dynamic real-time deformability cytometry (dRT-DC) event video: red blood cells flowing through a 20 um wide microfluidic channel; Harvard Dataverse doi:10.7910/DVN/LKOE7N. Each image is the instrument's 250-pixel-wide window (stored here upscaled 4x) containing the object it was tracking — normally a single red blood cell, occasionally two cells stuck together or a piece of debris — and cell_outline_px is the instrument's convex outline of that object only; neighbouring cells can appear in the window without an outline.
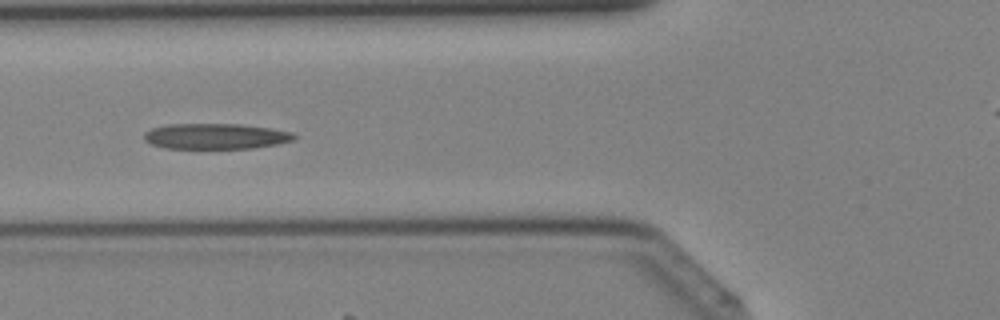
{"species": "Egyptian fruit bat (a non-hibernating species)", "species_latin": "Rousettus aegyptiacus", "temperature_condition": "cold", "stored_images_in_passage": 41, "camera_frame_rate_fps": 3000, "um_per_image_px": 0.085, "animal": {"sex": "female"}, "frame": {"image": 1, "passage_image": 15, "time_ms": 4.667, "image_size_px": [1000, 320], "cell_outline_px": [[296, 140], [276, 144], [252, 148], [164, 148], [152, 144], [144, 140], [144, 132], [152, 128], [168, 124], [240, 124], [272, 128], [292, 132], [296, 136]], "centroid_in_image_um": [18.34, 11.57], "position_along_channel_um": 107.5, "area_um2": 22.43}}
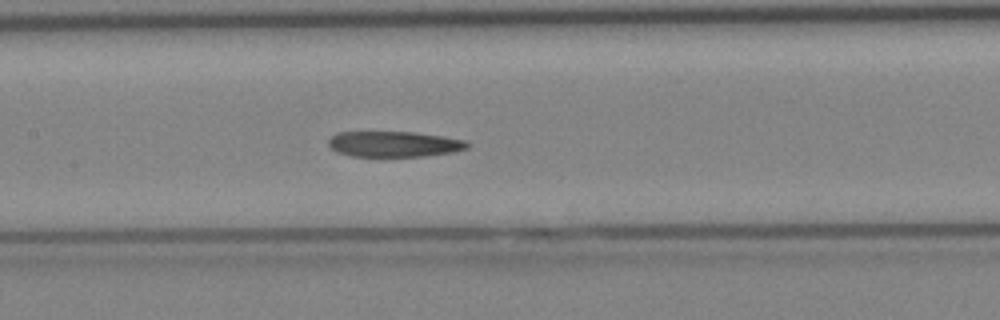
{"frame": {"image": 2, "passage_image": 19, "time_ms": 6.0, "image_size_px": [1000, 320], "cell_outline_px": [[472, 144], [468, 148], [452, 152], [424, 156], [352, 156], [336, 152], [328, 144], [328, 140], [336, 132], [412, 132], [468, 140]], "centroid_in_image_um": [33.51, 12.24], "position_along_channel_um": 173.9, "area_um2": 20.75}}
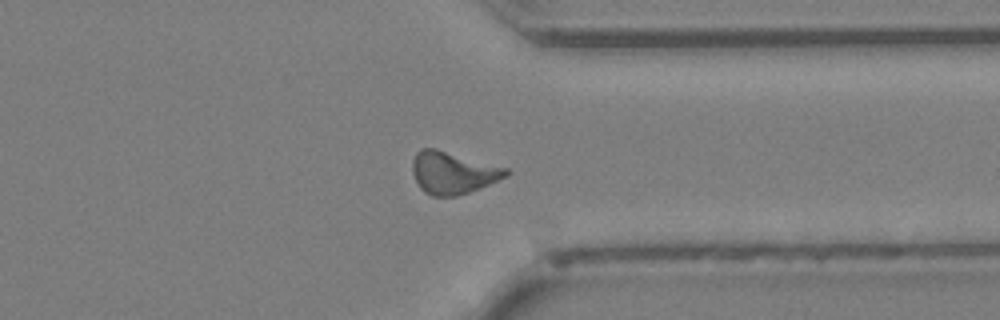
{"frame": {"image": 3, "passage_image": 31, "time_ms": 10.0, "image_size_px": [1000, 320], "cell_outline_px": [[512, 172], [508, 176], [480, 188], [456, 196], [432, 196], [424, 192], [420, 188], [412, 172], [412, 160], [416, 152], [420, 148], [436, 148], [508, 168]], "centroid_in_image_um": [38.5, 14.67], "position_along_channel_um": 372.9, "area_um2": 23.18}}